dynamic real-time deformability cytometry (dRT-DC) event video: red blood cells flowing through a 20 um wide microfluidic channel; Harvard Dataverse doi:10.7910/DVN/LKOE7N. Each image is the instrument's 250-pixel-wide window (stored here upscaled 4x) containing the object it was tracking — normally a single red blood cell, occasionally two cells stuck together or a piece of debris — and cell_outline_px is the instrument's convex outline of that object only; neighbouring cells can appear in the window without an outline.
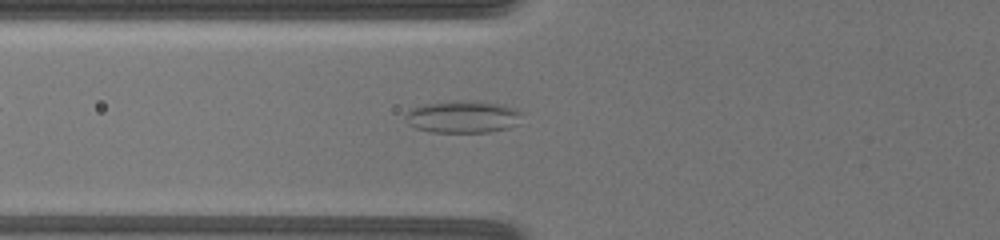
{"species": "common noctule bat (a hibernating species)", "species_latin": "Nyctalus noctula", "temperature_condition": "warm", "stored_images_in_passage": 13, "camera_frame_rate_fps": 3000, "um_per_image_px": 0.085, "animal": {"sex": "female", "body_mass_g": 19.5, "forearm_length_mm": 54.1}, "frame": {"image": 1, "passage_image": 13, "time_ms": 7.667, "image_size_px": [1000, 240], "cell_outline_px": [[524, 112], [520, 124], [508, 128], [488, 132], [428, 132], [416, 128], [408, 124], [404, 116], [408, 108], [424, 104], [456, 100], [480, 100], [500, 104], [516, 108]], "centroid_in_image_um": [39.37, 9.91], "position_along_channel_um": 86.4, "area_um2": 22.6}}